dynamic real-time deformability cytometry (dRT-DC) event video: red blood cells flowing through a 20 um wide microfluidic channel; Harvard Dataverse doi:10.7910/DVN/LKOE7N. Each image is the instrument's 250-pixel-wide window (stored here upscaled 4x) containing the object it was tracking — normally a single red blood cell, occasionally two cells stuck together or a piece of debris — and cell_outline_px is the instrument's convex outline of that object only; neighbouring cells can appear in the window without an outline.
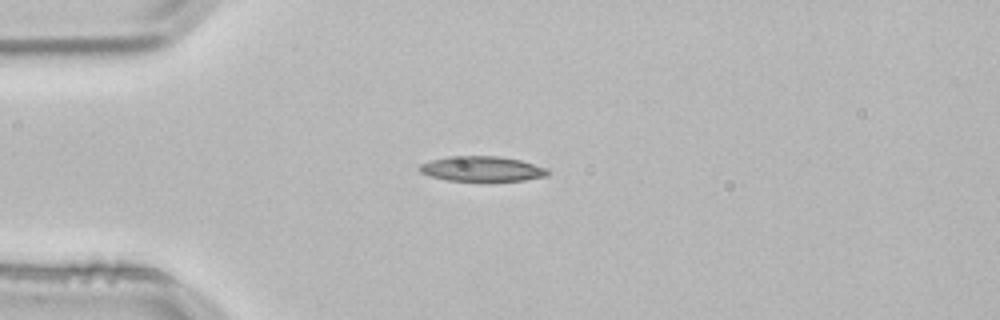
{"species": "common noctule bat (a hibernating species)", "species_latin": "Nyctalus noctula", "temperature_condition": "room temperature", "stored_images_in_passage": 2, "camera_frame_rate_fps": 3000, "um_per_image_px": 0.085, "animal": {"sex": "male", "body_mass_g": 21.5, "forearm_length_mm": 52.0}, "frame": {"image": 1, "passage_image": 2, "time_ms": 0.333, "image_size_px": [1000, 320], "cell_outline_px": [[548, 176], [524, 180], [448, 180], [428, 176], [420, 172], [420, 164], [432, 160], [448, 156], [500, 156], [520, 160], [548, 168]], "centroid_in_image_um": [40.97, 14.34], "position_along_channel_um": 44.0, "area_um2": 18.55}}